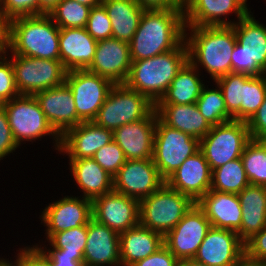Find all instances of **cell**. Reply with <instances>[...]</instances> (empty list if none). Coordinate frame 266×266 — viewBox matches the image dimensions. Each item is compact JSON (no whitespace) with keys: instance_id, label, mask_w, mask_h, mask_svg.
Masks as SVG:
<instances>
[{"instance_id":"ab89813d","label":"cell","mask_w":266,"mask_h":266,"mask_svg":"<svg viewBox=\"0 0 266 266\" xmlns=\"http://www.w3.org/2000/svg\"><path fill=\"white\" fill-rule=\"evenodd\" d=\"M111 177H114L118 170L127 161L123 150L113 140L111 143L100 148L92 157Z\"/></svg>"},{"instance_id":"30bf717a","label":"cell","mask_w":266,"mask_h":266,"mask_svg":"<svg viewBox=\"0 0 266 266\" xmlns=\"http://www.w3.org/2000/svg\"><path fill=\"white\" fill-rule=\"evenodd\" d=\"M199 150L200 140L165 125L157 117L152 160L164 180Z\"/></svg>"},{"instance_id":"f5cc1de1","label":"cell","mask_w":266,"mask_h":266,"mask_svg":"<svg viewBox=\"0 0 266 266\" xmlns=\"http://www.w3.org/2000/svg\"><path fill=\"white\" fill-rule=\"evenodd\" d=\"M60 0H38V15L47 14Z\"/></svg>"},{"instance_id":"836d02e7","label":"cell","mask_w":266,"mask_h":266,"mask_svg":"<svg viewBox=\"0 0 266 266\" xmlns=\"http://www.w3.org/2000/svg\"><path fill=\"white\" fill-rule=\"evenodd\" d=\"M241 159L249 183L266 187V142L251 139L245 145Z\"/></svg>"},{"instance_id":"277c9868","label":"cell","mask_w":266,"mask_h":266,"mask_svg":"<svg viewBox=\"0 0 266 266\" xmlns=\"http://www.w3.org/2000/svg\"><path fill=\"white\" fill-rule=\"evenodd\" d=\"M60 28L48 14L21 16L7 22L8 51L12 54L60 60Z\"/></svg>"},{"instance_id":"ffe728a7","label":"cell","mask_w":266,"mask_h":266,"mask_svg":"<svg viewBox=\"0 0 266 266\" xmlns=\"http://www.w3.org/2000/svg\"><path fill=\"white\" fill-rule=\"evenodd\" d=\"M165 183L197 203L211 188L212 170L199 150L188 157Z\"/></svg>"},{"instance_id":"f35d334b","label":"cell","mask_w":266,"mask_h":266,"mask_svg":"<svg viewBox=\"0 0 266 266\" xmlns=\"http://www.w3.org/2000/svg\"><path fill=\"white\" fill-rule=\"evenodd\" d=\"M266 96V74L250 76L244 82L241 102V121L247 122L264 102Z\"/></svg>"},{"instance_id":"d6986e66","label":"cell","mask_w":266,"mask_h":266,"mask_svg":"<svg viewBox=\"0 0 266 266\" xmlns=\"http://www.w3.org/2000/svg\"><path fill=\"white\" fill-rule=\"evenodd\" d=\"M131 63L129 43L111 37L97 41L93 62L87 70L111 80L114 84H124Z\"/></svg>"},{"instance_id":"484cf974","label":"cell","mask_w":266,"mask_h":266,"mask_svg":"<svg viewBox=\"0 0 266 266\" xmlns=\"http://www.w3.org/2000/svg\"><path fill=\"white\" fill-rule=\"evenodd\" d=\"M197 205L212 227L237 232L241 228L242 209L237 194L209 190Z\"/></svg>"},{"instance_id":"11a10c76","label":"cell","mask_w":266,"mask_h":266,"mask_svg":"<svg viewBox=\"0 0 266 266\" xmlns=\"http://www.w3.org/2000/svg\"><path fill=\"white\" fill-rule=\"evenodd\" d=\"M74 1H77L78 3H81L86 6L96 7L101 5L103 0H74Z\"/></svg>"},{"instance_id":"3957f363","label":"cell","mask_w":266,"mask_h":266,"mask_svg":"<svg viewBox=\"0 0 266 266\" xmlns=\"http://www.w3.org/2000/svg\"><path fill=\"white\" fill-rule=\"evenodd\" d=\"M187 61L188 47L184 39L174 50L151 58L132 61L124 84L146 96L156 105Z\"/></svg>"},{"instance_id":"60d3db41","label":"cell","mask_w":266,"mask_h":266,"mask_svg":"<svg viewBox=\"0 0 266 266\" xmlns=\"http://www.w3.org/2000/svg\"><path fill=\"white\" fill-rule=\"evenodd\" d=\"M86 30L96 41L112 37L111 20L102 4L91 8Z\"/></svg>"},{"instance_id":"f6af8a7d","label":"cell","mask_w":266,"mask_h":266,"mask_svg":"<svg viewBox=\"0 0 266 266\" xmlns=\"http://www.w3.org/2000/svg\"><path fill=\"white\" fill-rule=\"evenodd\" d=\"M244 244L246 259L259 263L266 262V226Z\"/></svg>"},{"instance_id":"f546056e","label":"cell","mask_w":266,"mask_h":266,"mask_svg":"<svg viewBox=\"0 0 266 266\" xmlns=\"http://www.w3.org/2000/svg\"><path fill=\"white\" fill-rule=\"evenodd\" d=\"M158 118L167 126L201 140L212 128L200 113L196 103L185 105H155Z\"/></svg>"},{"instance_id":"c3c4849f","label":"cell","mask_w":266,"mask_h":266,"mask_svg":"<svg viewBox=\"0 0 266 266\" xmlns=\"http://www.w3.org/2000/svg\"><path fill=\"white\" fill-rule=\"evenodd\" d=\"M246 123L251 139L264 140L266 138V96L262 105Z\"/></svg>"},{"instance_id":"816d5d0a","label":"cell","mask_w":266,"mask_h":266,"mask_svg":"<svg viewBox=\"0 0 266 266\" xmlns=\"http://www.w3.org/2000/svg\"><path fill=\"white\" fill-rule=\"evenodd\" d=\"M8 50L7 22L0 20V59H2Z\"/></svg>"},{"instance_id":"7c38bea8","label":"cell","mask_w":266,"mask_h":266,"mask_svg":"<svg viewBox=\"0 0 266 266\" xmlns=\"http://www.w3.org/2000/svg\"><path fill=\"white\" fill-rule=\"evenodd\" d=\"M65 83L71 89L79 124L95 120L99 109L115 85L111 80L87 69L67 71Z\"/></svg>"},{"instance_id":"ee69618b","label":"cell","mask_w":266,"mask_h":266,"mask_svg":"<svg viewBox=\"0 0 266 266\" xmlns=\"http://www.w3.org/2000/svg\"><path fill=\"white\" fill-rule=\"evenodd\" d=\"M19 251L16 260L12 263L13 266H51L49 257L38 247V244L24 247Z\"/></svg>"},{"instance_id":"52a82bcc","label":"cell","mask_w":266,"mask_h":266,"mask_svg":"<svg viewBox=\"0 0 266 266\" xmlns=\"http://www.w3.org/2000/svg\"><path fill=\"white\" fill-rule=\"evenodd\" d=\"M8 123L17 145L22 141H35L46 135L55 140V149L60 150L61 136L49 124L34 95H19L4 106Z\"/></svg>"},{"instance_id":"e0dca14e","label":"cell","mask_w":266,"mask_h":266,"mask_svg":"<svg viewBox=\"0 0 266 266\" xmlns=\"http://www.w3.org/2000/svg\"><path fill=\"white\" fill-rule=\"evenodd\" d=\"M93 219L118 234L139 224V200L115 191L92 201Z\"/></svg>"},{"instance_id":"ac0fdd59","label":"cell","mask_w":266,"mask_h":266,"mask_svg":"<svg viewBox=\"0 0 266 266\" xmlns=\"http://www.w3.org/2000/svg\"><path fill=\"white\" fill-rule=\"evenodd\" d=\"M46 226V239L54 233L88 225L93 218L92 201L87 198L70 197L51 202L40 215Z\"/></svg>"},{"instance_id":"4fadbf2b","label":"cell","mask_w":266,"mask_h":266,"mask_svg":"<svg viewBox=\"0 0 266 266\" xmlns=\"http://www.w3.org/2000/svg\"><path fill=\"white\" fill-rule=\"evenodd\" d=\"M211 227L204 211L195 203L164 236V245L180 262H190Z\"/></svg>"},{"instance_id":"bcb514c9","label":"cell","mask_w":266,"mask_h":266,"mask_svg":"<svg viewBox=\"0 0 266 266\" xmlns=\"http://www.w3.org/2000/svg\"><path fill=\"white\" fill-rule=\"evenodd\" d=\"M18 148L13 138L11 127L8 123L7 112L4 108L0 109V160L13 153Z\"/></svg>"},{"instance_id":"8fae6325","label":"cell","mask_w":266,"mask_h":266,"mask_svg":"<svg viewBox=\"0 0 266 266\" xmlns=\"http://www.w3.org/2000/svg\"><path fill=\"white\" fill-rule=\"evenodd\" d=\"M12 57V58H10ZM15 83L19 95L55 88L65 83L67 70L60 60L41 59L11 54Z\"/></svg>"},{"instance_id":"5b68a950","label":"cell","mask_w":266,"mask_h":266,"mask_svg":"<svg viewBox=\"0 0 266 266\" xmlns=\"http://www.w3.org/2000/svg\"><path fill=\"white\" fill-rule=\"evenodd\" d=\"M250 11L233 26L236 45L232 52V73L250 76L266 74V26Z\"/></svg>"},{"instance_id":"9a60e30c","label":"cell","mask_w":266,"mask_h":266,"mask_svg":"<svg viewBox=\"0 0 266 266\" xmlns=\"http://www.w3.org/2000/svg\"><path fill=\"white\" fill-rule=\"evenodd\" d=\"M164 183L152 159L127 160L113 177V191L140 201Z\"/></svg>"},{"instance_id":"7dc6e473","label":"cell","mask_w":266,"mask_h":266,"mask_svg":"<svg viewBox=\"0 0 266 266\" xmlns=\"http://www.w3.org/2000/svg\"><path fill=\"white\" fill-rule=\"evenodd\" d=\"M181 262L163 245L155 253L131 266H178Z\"/></svg>"},{"instance_id":"5bb4252c","label":"cell","mask_w":266,"mask_h":266,"mask_svg":"<svg viewBox=\"0 0 266 266\" xmlns=\"http://www.w3.org/2000/svg\"><path fill=\"white\" fill-rule=\"evenodd\" d=\"M245 257V244L237 232L211 227L190 261L196 266H235Z\"/></svg>"},{"instance_id":"7bdbcfd3","label":"cell","mask_w":266,"mask_h":266,"mask_svg":"<svg viewBox=\"0 0 266 266\" xmlns=\"http://www.w3.org/2000/svg\"><path fill=\"white\" fill-rule=\"evenodd\" d=\"M0 59V95L6 100L10 101L12 98L18 97V89L15 83V74L12 62L6 56Z\"/></svg>"},{"instance_id":"8992f818","label":"cell","mask_w":266,"mask_h":266,"mask_svg":"<svg viewBox=\"0 0 266 266\" xmlns=\"http://www.w3.org/2000/svg\"><path fill=\"white\" fill-rule=\"evenodd\" d=\"M194 204L191 198L164 183L139 201V224L165 236Z\"/></svg>"},{"instance_id":"f1b7e54d","label":"cell","mask_w":266,"mask_h":266,"mask_svg":"<svg viewBox=\"0 0 266 266\" xmlns=\"http://www.w3.org/2000/svg\"><path fill=\"white\" fill-rule=\"evenodd\" d=\"M70 171L77 186L84 193L83 198H95L113 191L111 177L92 157L69 159Z\"/></svg>"},{"instance_id":"44dd1931","label":"cell","mask_w":266,"mask_h":266,"mask_svg":"<svg viewBox=\"0 0 266 266\" xmlns=\"http://www.w3.org/2000/svg\"><path fill=\"white\" fill-rule=\"evenodd\" d=\"M157 117L154 109L146 118L113 131L114 141L123 150L127 160L152 159Z\"/></svg>"},{"instance_id":"7402d4cb","label":"cell","mask_w":266,"mask_h":266,"mask_svg":"<svg viewBox=\"0 0 266 266\" xmlns=\"http://www.w3.org/2000/svg\"><path fill=\"white\" fill-rule=\"evenodd\" d=\"M34 97L53 129L62 136L79 124L75 101L69 86L64 83L55 88L36 92Z\"/></svg>"},{"instance_id":"8d00e7d4","label":"cell","mask_w":266,"mask_h":266,"mask_svg":"<svg viewBox=\"0 0 266 266\" xmlns=\"http://www.w3.org/2000/svg\"><path fill=\"white\" fill-rule=\"evenodd\" d=\"M196 105L211 126L232 120V116L227 112L224 97L218 85L215 89L204 86Z\"/></svg>"},{"instance_id":"6f0895ef","label":"cell","mask_w":266,"mask_h":266,"mask_svg":"<svg viewBox=\"0 0 266 266\" xmlns=\"http://www.w3.org/2000/svg\"><path fill=\"white\" fill-rule=\"evenodd\" d=\"M7 104V101L0 95V109L4 108Z\"/></svg>"},{"instance_id":"b9f144b4","label":"cell","mask_w":266,"mask_h":266,"mask_svg":"<svg viewBox=\"0 0 266 266\" xmlns=\"http://www.w3.org/2000/svg\"><path fill=\"white\" fill-rule=\"evenodd\" d=\"M2 20L38 15V0H1Z\"/></svg>"},{"instance_id":"cb8c5ba5","label":"cell","mask_w":266,"mask_h":266,"mask_svg":"<svg viewBox=\"0 0 266 266\" xmlns=\"http://www.w3.org/2000/svg\"><path fill=\"white\" fill-rule=\"evenodd\" d=\"M83 262L91 266H121L119 234L92 218L88 223Z\"/></svg>"},{"instance_id":"603a6c76","label":"cell","mask_w":266,"mask_h":266,"mask_svg":"<svg viewBox=\"0 0 266 266\" xmlns=\"http://www.w3.org/2000/svg\"><path fill=\"white\" fill-rule=\"evenodd\" d=\"M113 140L112 130L105 129L94 121L82 122L61 136L59 152L67 154L69 159L91 158Z\"/></svg>"},{"instance_id":"83f0119b","label":"cell","mask_w":266,"mask_h":266,"mask_svg":"<svg viewBox=\"0 0 266 266\" xmlns=\"http://www.w3.org/2000/svg\"><path fill=\"white\" fill-rule=\"evenodd\" d=\"M238 197L242 209V222L237 234L245 243L266 226V187L249 184Z\"/></svg>"},{"instance_id":"4dcf8cb0","label":"cell","mask_w":266,"mask_h":266,"mask_svg":"<svg viewBox=\"0 0 266 266\" xmlns=\"http://www.w3.org/2000/svg\"><path fill=\"white\" fill-rule=\"evenodd\" d=\"M101 4L111 20L112 37L129 43L145 9L136 0H103Z\"/></svg>"},{"instance_id":"680465c9","label":"cell","mask_w":266,"mask_h":266,"mask_svg":"<svg viewBox=\"0 0 266 266\" xmlns=\"http://www.w3.org/2000/svg\"><path fill=\"white\" fill-rule=\"evenodd\" d=\"M178 266H196V265H193L190 262H181Z\"/></svg>"},{"instance_id":"d590c367","label":"cell","mask_w":266,"mask_h":266,"mask_svg":"<svg viewBox=\"0 0 266 266\" xmlns=\"http://www.w3.org/2000/svg\"><path fill=\"white\" fill-rule=\"evenodd\" d=\"M90 6L74 0H60L47 14L60 28H86Z\"/></svg>"},{"instance_id":"db71d44e","label":"cell","mask_w":266,"mask_h":266,"mask_svg":"<svg viewBox=\"0 0 266 266\" xmlns=\"http://www.w3.org/2000/svg\"><path fill=\"white\" fill-rule=\"evenodd\" d=\"M235 266H265L264 263H259V262H253L245 257Z\"/></svg>"},{"instance_id":"ba28073f","label":"cell","mask_w":266,"mask_h":266,"mask_svg":"<svg viewBox=\"0 0 266 266\" xmlns=\"http://www.w3.org/2000/svg\"><path fill=\"white\" fill-rule=\"evenodd\" d=\"M155 105L141 93L125 84H115L99 109L94 122L114 131L122 125L146 118Z\"/></svg>"},{"instance_id":"91938a15","label":"cell","mask_w":266,"mask_h":266,"mask_svg":"<svg viewBox=\"0 0 266 266\" xmlns=\"http://www.w3.org/2000/svg\"><path fill=\"white\" fill-rule=\"evenodd\" d=\"M0 20H2V13H1V0H0Z\"/></svg>"},{"instance_id":"6da1fadb","label":"cell","mask_w":266,"mask_h":266,"mask_svg":"<svg viewBox=\"0 0 266 266\" xmlns=\"http://www.w3.org/2000/svg\"><path fill=\"white\" fill-rule=\"evenodd\" d=\"M185 39L183 9L144 10L129 42L131 61L174 50Z\"/></svg>"},{"instance_id":"9f6ffc18","label":"cell","mask_w":266,"mask_h":266,"mask_svg":"<svg viewBox=\"0 0 266 266\" xmlns=\"http://www.w3.org/2000/svg\"><path fill=\"white\" fill-rule=\"evenodd\" d=\"M0 266H13L12 261L10 262V260H6L4 258H0Z\"/></svg>"},{"instance_id":"4316f807","label":"cell","mask_w":266,"mask_h":266,"mask_svg":"<svg viewBox=\"0 0 266 266\" xmlns=\"http://www.w3.org/2000/svg\"><path fill=\"white\" fill-rule=\"evenodd\" d=\"M121 266L134 263L155 253L164 245V236L140 224L119 234Z\"/></svg>"},{"instance_id":"d6a6232c","label":"cell","mask_w":266,"mask_h":266,"mask_svg":"<svg viewBox=\"0 0 266 266\" xmlns=\"http://www.w3.org/2000/svg\"><path fill=\"white\" fill-rule=\"evenodd\" d=\"M249 184L241 158L212 170L210 190L238 195Z\"/></svg>"},{"instance_id":"2e32d148","label":"cell","mask_w":266,"mask_h":266,"mask_svg":"<svg viewBox=\"0 0 266 266\" xmlns=\"http://www.w3.org/2000/svg\"><path fill=\"white\" fill-rule=\"evenodd\" d=\"M246 2L247 0H186L183 3L185 27L232 26L236 21H228L227 15L235 13L238 21L241 20L250 12Z\"/></svg>"},{"instance_id":"74e56055","label":"cell","mask_w":266,"mask_h":266,"mask_svg":"<svg viewBox=\"0 0 266 266\" xmlns=\"http://www.w3.org/2000/svg\"><path fill=\"white\" fill-rule=\"evenodd\" d=\"M250 75L229 73L214 82L222 91L227 112L232 120L241 121V102L243 101L244 82Z\"/></svg>"},{"instance_id":"d4e9b609","label":"cell","mask_w":266,"mask_h":266,"mask_svg":"<svg viewBox=\"0 0 266 266\" xmlns=\"http://www.w3.org/2000/svg\"><path fill=\"white\" fill-rule=\"evenodd\" d=\"M96 46L97 41L86 28L60 29V61L67 71L87 69L93 62Z\"/></svg>"},{"instance_id":"7a4b0ae2","label":"cell","mask_w":266,"mask_h":266,"mask_svg":"<svg viewBox=\"0 0 266 266\" xmlns=\"http://www.w3.org/2000/svg\"><path fill=\"white\" fill-rule=\"evenodd\" d=\"M185 41L188 60L198 70L199 66L206 69L212 80L232 73L231 58L237 42L233 26L185 27Z\"/></svg>"},{"instance_id":"681fc988","label":"cell","mask_w":266,"mask_h":266,"mask_svg":"<svg viewBox=\"0 0 266 266\" xmlns=\"http://www.w3.org/2000/svg\"><path fill=\"white\" fill-rule=\"evenodd\" d=\"M145 10L151 9H183L181 0H136Z\"/></svg>"},{"instance_id":"1f68e13d","label":"cell","mask_w":266,"mask_h":266,"mask_svg":"<svg viewBox=\"0 0 266 266\" xmlns=\"http://www.w3.org/2000/svg\"><path fill=\"white\" fill-rule=\"evenodd\" d=\"M198 69L188 60L172 80L166 93L156 105L194 104L205 83L199 78Z\"/></svg>"},{"instance_id":"f907efd6","label":"cell","mask_w":266,"mask_h":266,"mask_svg":"<svg viewBox=\"0 0 266 266\" xmlns=\"http://www.w3.org/2000/svg\"><path fill=\"white\" fill-rule=\"evenodd\" d=\"M38 247H40V249L49 257L51 266H82L84 263L74 261L73 259H70V256L68 255H61L56 249H47L41 245H38Z\"/></svg>"},{"instance_id":"9c48e42d","label":"cell","mask_w":266,"mask_h":266,"mask_svg":"<svg viewBox=\"0 0 266 266\" xmlns=\"http://www.w3.org/2000/svg\"><path fill=\"white\" fill-rule=\"evenodd\" d=\"M250 140L247 123L230 120L212 126L211 130L200 140V151L213 170L229 161L241 158L245 145Z\"/></svg>"},{"instance_id":"e575fe53","label":"cell","mask_w":266,"mask_h":266,"mask_svg":"<svg viewBox=\"0 0 266 266\" xmlns=\"http://www.w3.org/2000/svg\"><path fill=\"white\" fill-rule=\"evenodd\" d=\"M88 225L54 233L47 241L52 249L70 259L83 262V253L87 242Z\"/></svg>"}]
</instances>
